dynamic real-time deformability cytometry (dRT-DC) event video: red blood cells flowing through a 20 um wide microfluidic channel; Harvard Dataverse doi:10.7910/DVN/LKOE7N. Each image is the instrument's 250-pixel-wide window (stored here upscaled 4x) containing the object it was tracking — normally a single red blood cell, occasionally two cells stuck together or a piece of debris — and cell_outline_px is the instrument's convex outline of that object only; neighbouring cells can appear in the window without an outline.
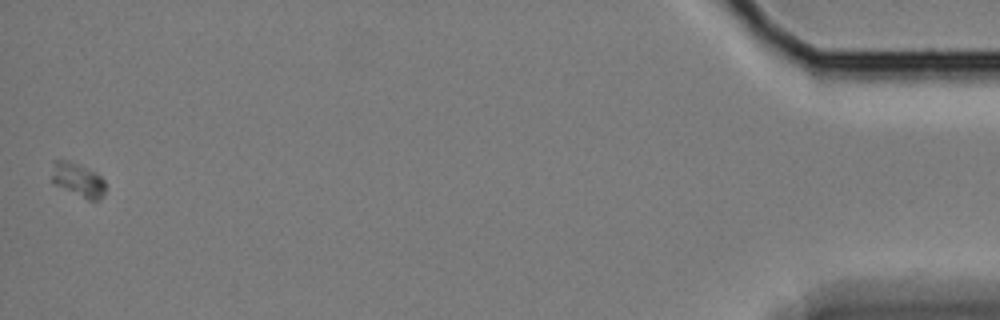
{"species": "Egyptian fruit bat (a non-hibernating species)", "species_latin": "Rousettus aegyptiacus", "temperature_condition": "cold", "stored_images_in_passage": 54, "camera_frame_rate_fps": 3000, "um_per_image_px": 0.085, "animal": {"sex": "female"}, "frame": {"image": 1, "passage_image": 54, "time_ms": 17.667, "image_size_px": [1000, 320], "cell_outline_px": [[104, 192], [100, 200], [88, 200], [52, 184], [52, 176], [56, 160], [64, 160], [76, 164], [96, 172], [104, 180]], "centroid_in_image_um": [6.64, 15.33], "position_along_channel_um": 428.6, "area_um2": 10.35}}